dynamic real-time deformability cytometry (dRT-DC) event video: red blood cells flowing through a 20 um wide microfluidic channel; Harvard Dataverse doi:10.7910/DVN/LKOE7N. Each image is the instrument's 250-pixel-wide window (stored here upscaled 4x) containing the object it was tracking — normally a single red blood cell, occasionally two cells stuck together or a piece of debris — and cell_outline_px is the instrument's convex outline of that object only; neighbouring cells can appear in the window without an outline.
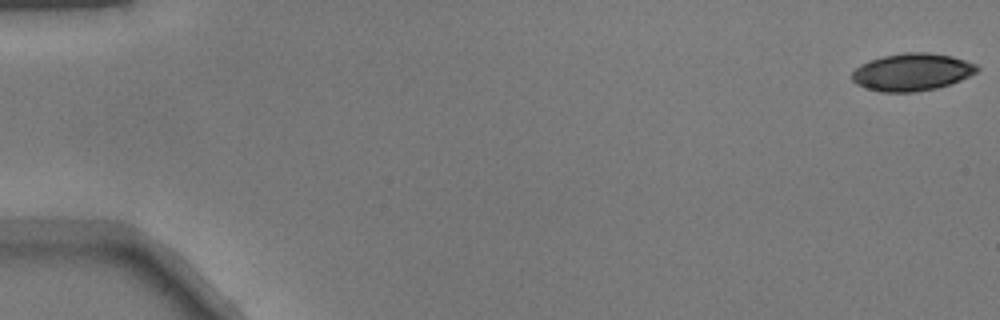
{"species": "common noctule bat (a hibernating species)", "species_latin": "Nyctalus noctula", "temperature_condition": "warm", "stored_images_in_passage": 51, "camera_frame_rate_fps": 3000, "um_per_image_px": 0.085, "animal": {"sex": "male", "body_mass_g": 17.9}, "frame": {"image": 1, "passage_image": 1, "time_ms": 0.0, "image_size_px": [1000, 320], "cell_outline_px": [[980, 68], [976, 72], [960, 80], [936, 88], [912, 92], [880, 92], [864, 88], [856, 84], [852, 80], [852, 72], [860, 64], [868, 60], [884, 56], [904, 52], [928, 52], [952, 56], [976, 64]], "centroid_in_image_um": [77.48, 6.12], "position_along_channel_um": 7.5, "area_um2": 27.28}}
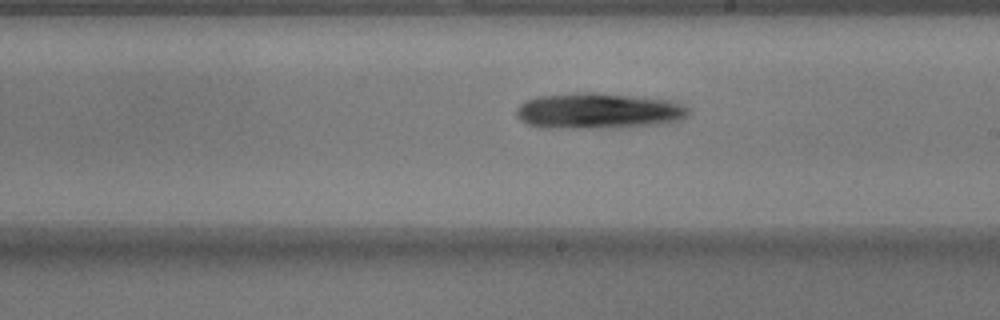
{"frame": {"image": 2, "passage_image": 30, "time_ms": 9.667, "image_size_px": [1000, 320], "cell_outline_px": [[692, 112], [688, 116], [680, 120], [668, 124], [620, 128], [540, 128], [528, 124], [520, 120], [516, 116], [516, 108], [524, 100], [536, 96], [576, 92], [592, 92], [636, 96], [676, 100], [684, 104]], "centroid_in_image_um": [50.92, 9.43], "position_along_channel_um": 238.1, "area_um2": 37.11}}
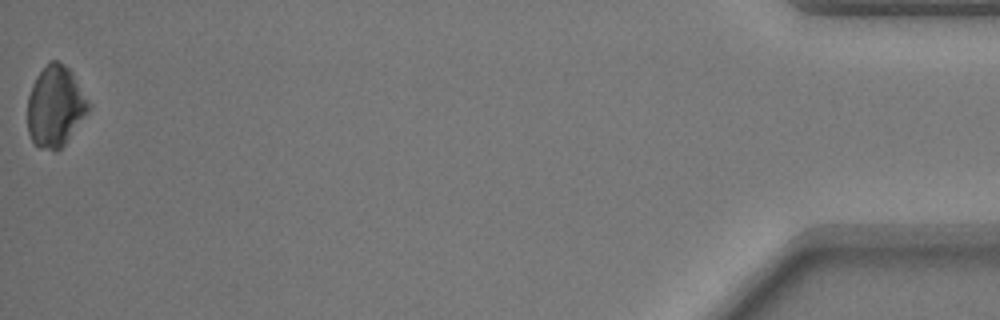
{"frame": {"image": 3, "passage_image": 51, "time_ms": 16.667, "image_size_px": [1000, 320], "cell_outline_px": [[88, 108], [64, 144], [56, 152], [40, 148], [32, 140], [28, 132], [28, 96], [32, 84], [36, 76], [52, 60], [56, 60], [68, 68], [72, 72], [88, 104]], "centroid_in_image_um": [4.64, 9.05], "position_along_channel_um": 430.6, "area_um2": 27.74}}